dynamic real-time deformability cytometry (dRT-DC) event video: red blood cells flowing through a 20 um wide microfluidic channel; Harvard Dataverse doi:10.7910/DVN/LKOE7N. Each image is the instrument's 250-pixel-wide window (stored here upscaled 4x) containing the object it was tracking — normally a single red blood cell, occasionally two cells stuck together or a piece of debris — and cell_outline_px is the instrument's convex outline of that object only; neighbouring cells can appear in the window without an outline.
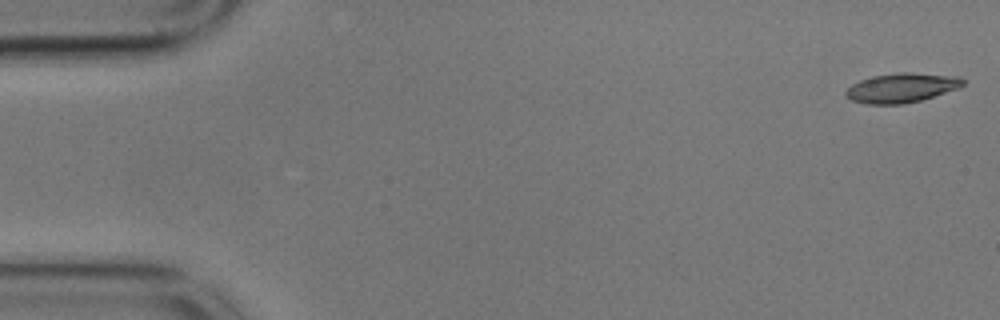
{"species": "common noctule bat (a hibernating species)", "species_latin": "Nyctalus noctula", "temperature_condition": "cold", "stored_images_in_passage": 56, "camera_frame_rate_fps": 3000, "um_per_image_px": 0.085, "animal": {"sex": "male", "body_mass_g": 17.9}, "frame": {"image": 1, "passage_image": 1, "time_ms": 0.0, "image_size_px": [1000, 320], "cell_outline_px": [[964, 84], [960, 88], [920, 100], [904, 104], [864, 104], [852, 100], [844, 92], [852, 84], [860, 80], [872, 76], [900, 72], [912, 72], [960, 76], [964, 80]], "centroid_in_image_um": [76.66, 7.45], "position_along_channel_um": 8.3, "area_um2": 20.17}}
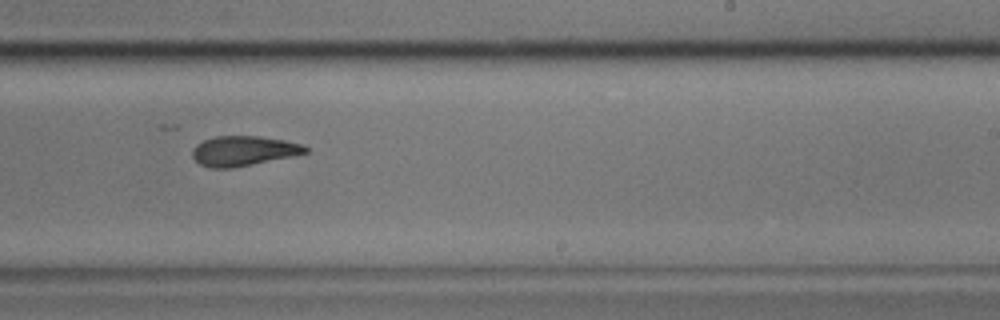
{"frame": {"image": 2, "passage_image": 34, "time_ms": 11.0, "image_size_px": [1000, 320], "cell_outline_px": [[308, 152], [292, 156], [232, 168], [212, 168], [200, 164], [192, 156], [192, 148], [196, 144], [204, 140], [216, 136], [256, 136], [284, 140], [300, 144], [308, 148]], "centroid_in_image_um": [20.66, 12.82], "position_along_channel_um": 268.3, "area_um2": 19.48}}
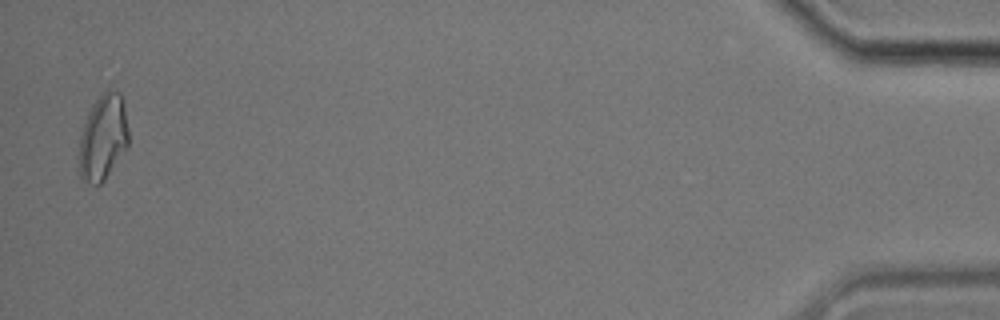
{"frame": {"image": 3, "passage_image": 55, "time_ms": 18.0, "image_size_px": [1000, 320], "cell_outline_px": [[128, 144], [104, 180], [100, 184], [88, 184], [80, 180], [80, 136], [88, 112], [92, 104], [108, 88], [120, 92], [124, 104], [128, 128]], "centroid_in_image_um": [8.76, 11.66], "position_along_channel_um": 426.4, "area_um2": 24.45}}